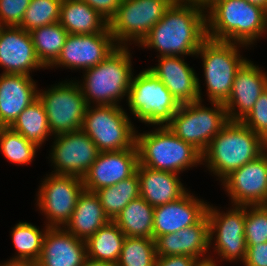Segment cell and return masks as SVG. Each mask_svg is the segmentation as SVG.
I'll use <instances>...</instances> for the list:
<instances>
[{
  "label": "cell",
  "mask_w": 267,
  "mask_h": 266,
  "mask_svg": "<svg viewBox=\"0 0 267 266\" xmlns=\"http://www.w3.org/2000/svg\"><path fill=\"white\" fill-rule=\"evenodd\" d=\"M206 9L175 0L138 46L159 51L157 56H196L207 39Z\"/></svg>",
  "instance_id": "1"
},
{
  "label": "cell",
  "mask_w": 267,
  "mask_h": 266,
  "mask_svg": "<svg viewBox=\"0 0 267 266\" xmlns=\"http://www.w3.org/2000/svg\"><path fill=\"white\" fill-rule=\"evenodd\" d=\"M207 37L254 44L267 32V10L245 0H214L206 8Z\"/></svg>",
  "instance_id": "2"
},
{
  "label": "cell",
  "mask_w": 267,
  "mask_h": 266,
  "mask_svg": "<svg viewBox=\"0 0 267 266\" xmlns=\"http://www.w3.org/2000/svg\"><path fill=\"white\" fill-rule=\"evenodd\" d=\"M267 143L241 121H229L202 153V163L223 181L229 174L256 159Z\"/></svg>",
  "instance_id": "3"
},
{
  "label": "cell",
  "mask_w": 267,
  "mask_h": 266,
  "mask_svg": "<svg viewBox=\"0 0 267 266\" xmlns=\"http://www.w3.org/2000/svg\"><path fill=\"white\" fill-rule=\"evenodd\" d=\"M129 46H118L102 62L84 72L79 85L87 106L119 105V100L128 96L132 72Z\"/></svg>",
  "instance_id": "4"
},
{
  "label": "cell",
  "mask_w": 267,
  "mask_h": 266,
  "mask_svg": "<svg viewBox=\"0 0 267 266\" xmlns=\"http://www.w3.org/2000/svg\"><path fill=\"white\" fill-rule=\"evenodd\" d=\"M137 133L135 145L142 166L179 174L203 163L202 153L177 137L167 126H159L147 133Z\"/></svg>",
  "instance_id": "5"
},
{
  "label": "cell",
  "mask_w": 267,
  "mask_h": 266,
  "mask_svg": "<svg viewBox=\"0 0 267 266\" xmlns=\"http://www.w3.org/2000/svg\"><path fill=\"white\" fill-rule=\"evenodd\" d=\"M246 45L207 38L196 56L202 58L209 102L224 104L230 96L237 71L248 60L239 48Z\"/></svg>",
  "instance_id": "6"
},
{
  "label": "cell",
  "mask_w": 267,
  "mask_h": 266,
  "mask_svg": "<svg viewBox=\"0 0 267 266\" xmlns=\"http://www.w3.org/2000/svg\"><path fill=\"white\" fill-rule=\"evenodd\" d=\"M126 99L135 118L155 126H166L181 106L165 84L148 69L132 76Z\"/></svg>",
  "instance_id": "7"
},
{
  "label": "cell",
  "mask_w": 267,
  "mask_h": 266,
  "mask_svg": "<svg viewBox=\"0 0 267 266\" xmlns=\"http://www.w3.org/2000/svg\"><path fill=\"white\" fill-rule=\"evenodd\" d=\"M81 130L99 152L136 148V128L121 105L87 106Z\"/></svg>",
  "instance_id": "8"
},
{
  "label": "cell",
  "mask_w": 267,
  "mask_h": 266,
  "mask_svg": "<svg viewBox=\"0 0 267 266\" xmlns=\"http://www.w3.org/2000/svg\"><path fill=\"white\" fill-rule=\"evenodd\" d=\"M202 101L181 104L166 125L177 137L201 153L229 122L224 104L211 102L213 108H208L203 106Z\"/></svg>",
  "instance_id": "9"
},
{
  "label": "cell",
  "mask_w": 267,
  "mask_h": 266,
  "mask_svg": "<svg viewBox=\"0 0 267 266\" xmlns=\"http://www.w3.org/2000/svg\"><path fill=\"white\" fill-rule=\"evenodd\" d=\"M174 1L122 0L109 21V30L115 43L118 46H127L131 42L139 45Z\"/></svg>",
  "instance_id": "10"
},
{
  "label": "cell",
  "mask_w": 267,
  "mask_h": 266,
  "mask_svg": "<svg viewBox=\"0 0 267 266\" xmlns=\"http://www.w3.org/2000/svg\"><path fill=\"white\" fill-rule=\"evenodd\" d=\"M38 98L47 114L52 135L79 131L87 108L79 82L64 81L43 92Z\"/></svg>",
  "instance_id": "11"
},
{
  "label": "cell",
  "mask_w": 267,
  "mask_h": 266,
  "mask_svg": "<svg viewBox=\"0 0 267 266\" xmlns=\"http://www.w3.org/2000/svg\"><path fill=\"white\" fill-rule=\"evenodd\" d=\"M37 195V206L45 214L48 227L64 228L69 222L81 193L83 179L51 172L43 179Z\"/></svg>",
  "instance_id": "12"
},
{
  "label": "cell",
  "mask_w": 267,
  "mask_h": 266,
  "mask_svg": "<svg viewBox=\"0 0 267 266\" xmlns=\"http://www.w3.org/2000/svg\"><path fill=\"white\" fill-rule=\"evenodd\" d=\"M210 247L226 261L244 263L247 245L245 240V206L234 205L227 212H222L213 205H208ZM215 236V238L213 237ZM214 239V240H213ZM241 259V260H240Z\"/></svg>",
  "instance_id": "13"
},
{
  "label": "cell",
  "mask_w": 267,
  "mask_h": 266,
  "mask_svg": "<svg viewBox=\"0 0 267 266\" xmlns=\"http://www.w3.org/2000/svg\"><path fill=\"white\" fill-rule=\"evenodd\" d=\"M51 165L54 174L83 178L97 159L96 144L82 130L53 136Z\"/></svg>",
  "instance_id": "14"
},
{
  "label": "cell",
  "mask_w": 267,
  "mask_h": 266,
  "mask_svg": "<svg viewBox=\"0 0 267 266\" xmlns=\"http://www.w3.org/2000/svg\"><path fill=\"white\" fill-rule=\"evenodd\" d=\"M117 47L109 27L101 33L68 34L60 55L50 67L87 70L102 62Z\"/></svg>",
  "instance_id": "15"
},
{
  "label": "cell",
  "mask_w": 267,
  "mask_h": 266,
  "mask_svg": "<svg viewBox=\"0 0 267 266\" xmlns=\"http://www.w3.org/2000/svg\"><path fill=\"white\" fill-rule=\"evenodd\" d=\"M222 184L234 206L267 205V149L229 174Z\"/></svg>",
  "instance_id": "16"
},
{
  "label": "cell",
  "mask_w": 267,
  "mask_h": 266,
  "mask_svg": "<svg viewBox=\"0 0 267 266\" xmlns=\"http://www.w3.org/2000/svg\"><path fill=\"white\" fill-rule=\"evenodd\" d=\"M139 164L137 148L99 152L97 159L84 175L86 191L95 192L128 179L136 173Z\"/></svg>",
  "instance_id": "17"
},
{
  "label": "cell",
  "mask_w": 267,
  "mask_h": 266,
  "mask_svg": "<svg viewBox=\"0 0 267 266\" xmlns=\"http://www.w3.org/2000/svg\"><path fill=\"white\" fill-rule=\"evenodd\" d=\"M0 67L4 74L30 75L45 68L38 59L29 32L18 26H0Z\"/></svg>",
  "instance_id": "18"
},
{
  "label": "cell",
  "mask_w": 267,
  "mask_h": 266,
  "mask_svg": "<svg viewBox=\"0 0 267 266\" xmlns=\"http://www.w3.org/2000/svg\"><path fill=\"white\" fill-rule=\"evenodd\" d=\"M267 89V74L247 60L237 71L230 96L224 103L229 121H242Z\"/></svg>",
  "instance_id": "19"
},
{
  "label": "cell",
  "mask_w": 267,
  "mask_h": 266,
  "mask_svg": "<svg viewBox=\"0 0 267 266\" xmlns=\"http://www.w3.org/2000/svg\"><path fill=\"white\" fill-rule=\"evenodd\" d=\"M209 240V220L206 214L192 226L158 236L155 239L156 255L157 257L187 255L204 263L213 258L205 254L210 249Z\"/></svg>",
  "instance_id": "20"
},
{
  "label": "cell",
  "mask_w": 267,
  "mask_h": 266,
  "mask_svg": "<svg viewBox=\"0 0 267 266\" xmlns=\"http://www.w3.org/2000/svg\"><path fill=\"white\" fill-rule=\"evenodd\" d=\"M158 65L148 68L180 104L201 100L199 78L182 56H160Z\"/></svg>",
  "instance_id": "21"
},
{
  "label": "cell",
  "mask_w": 267,
  "mask_h": 266,
  "mask_svg": "<svg viewBox=\"0 0 267 266\" xmlns=\"http://www.w3.org/2000/svg\"><path fill=\"white\" fill-rule=\"evenodd\" d=\"M208 205L187 192L174 202L154 207L153 239L196 224L207 214Z\"/></svg>",
  "instance_id": "22"
},
{
  "label": "cell",
  "mask_w": 267,
  "mask_h": 266,
  "mask_svg": "<svg viewBox=\"0 0 267 266\" xmlns=\"http://www.w3.org/2000/svg\"><path fill=\"white\" fill-rule=\"evenodd\" d=\"M87 258L86 242L65 228L46 229L42 252L37 266H84Z\"/></svg>",
  "instance_id": "23"
},
{
  "label": "cell",
  "mask_w": 267,
  "mask_h": 266,
  "mask_svg": "<svg viewBox=\"0 0 267 266\" xmlns=\"http://www.w3.org/2000/svg\"><path fill=\"white\" fill-rule=\"evenodd\" d=\"M37 98V85L30 75L0 74V123L3 127H9Z\"/></svg>",
  "instance_id": "24"
},
{
  "label": "cell",
  "mask_w": 267,
  "mask_h": 266,
  "mask_svg": "<svg viewBox=\"0 0 267 266\" xmlns=\"http://www.w3.org/2000/svg\"><path fill=\"white\" fill-rule=\"evenodd\" d=\"M136 172L140 181V197L153 207L174 202L188 192L177 173L154 170L140 164Z\"/></svg>",
  "instance_id": "25"
},
{
  "label": "cell",
  "mask_w": 267,
  "mask_h": 266,
  "mask_svg": "<svg viewBox=\"0 0 267 266\" xmlns=\"http://www.w3.org/2000/svg\"><path fill=\"white\" fill-rule=\"evenodd\" d=\"M110 221L95 192L84 190L64 228L78 239L86 241Z\"/></svg>",
  "instance_id": "26"
},
{
  "label": "cell",
  "mask_w": 267,
  "mask_h": 266,
  "mask_svg": "<svg viewBox=\"0 0 267 266\" xmlns=\"http://www.w3.org/2000/svg\"><path fill=\"white\" fill-rule=\"evenodd\" d=\"M59 23L68 34L101 33L109 27L108 20L80 0H62Z\"/></svg>",
  "instance_id": "27"
},
{
  "label": "cell",
  "mask_w": 267,
  "mask_h": 266,
  "mask_svg": "<svg viewBox=\"0 0 267 266\" xmlns=\"http://www.w3.org/2000/svg\"><path fill=\"white\" fill-rule=\"evenodd\" d=\"M154 207L142 197L134 199L118 214L113 222L125 236L153 239Z\"/></svg>",
  "instance_id": "28"
},
{
  "label": "cell",
  "mask_w": 267,
  "mask_h": 266,
  "mask_svg": "<svg viewBox=\"0 0 267 266\" xmlns=\"http://www.w3.org/2000/svg\"><path fill=\"white\" fill-rule=\"evenodd\" d=\"M125 238L120 228L110 221L85 241L87 257L96 261L117 263Z\"/></svg>",
  "instance_id": "29"
},
{
  "label": "cell",
  "mask_w": 267,
  "mask_h": 266,
  "mask_svg": "<svg viewBox=\"0 0 267 266\" xmlns=\"http://www.w3.org/2000/svg\"><path fill=\"white\" fill-rule=\"evenodd\" d=\"M9 127L38 147L49 135L52 136L44 105L39 98L27 106Z\"/></svg>",
  "instance_id": "30"
},
{
  "label": "cell",
  "mask_w": 267,
  "mask_h": 266,
  "mask_svg": "<svg viewBox=\"0 0 267 266\" xmlns=\"http://www.w3.org/2000/svg\"><path fill=\"white\" fill-rule=\"evenodd\" d=\"M105 214L113 221L130 201L140 197V181L137 172L115 185L95 191Z\"/></svg>",
  "instance_id": "31"
},
{
  "label": "cell",
  "mask_w": 267,
  "mask_h": 266,
  "mask_svg": "<svg viewBox=\"0 0 267 266\" xmlns=\"http://www.w3.org/2000/svg\"><path fill=\"white\" fill-rule=\"evenodd\" d=\"M29 33L38 59L45 69H48L60 55L68 32L57 22L31 30Z\"/></svg>",
  "instance_id": "32"
},
{
  "label": "cell",
  "mask_w": 267,
  "mask_h": 266,
  "mask_svg": "<svg viewBox=\"0 0 267 266\" xmlns=\"http://www.w3.org/2000/svg\"><path fill=\"white\" fill-rule=\"evenodd\" d=\"M48 226L39 230L28 222L15 224L11 231V238L17 253L12 259L31 260L37 262L42 252V242Z\"/></svg>",
  "instance_id": "33"
},
{
  "label": "cell",
  "mask_w": 267,
  "mask_h": 266,
  "mask_svg": "<svg viewBox=\"0 0 267 266\" xmlns=\"http://www.w3.org/2000/svg\"><path fill=\"white\" fill-rule=\"evenodd\" d=\"M156 259L154 239L126 236L117 266H155Z\"/></svg>",
  "instance_id": "34"
},
{
  "label": "cell",
  "mask_w": 267,
  "mask_h": 266,
  "mask_svg": "<svg viewBox=\"0 0 267 266\" xmlns=\"http://www.w3.org/2000/svg\"><path fill=\"white\" fill-rule=\"evenodd\" d=\"M38 148L40 147L10 127H3L0 131V151L12 163L18 165L31 163Z\"/></svg>",
  "instance_id": "35"
},
{
  "label": "cell",
  "mask_w": 267,
  "mask_h": 266,
  "mask_svg": "<svg viewBox=\"0 0 267 266\" xmlns=\"http://www.w3.org/2000/svg\"><path fill=\"white\" fill-rule=\"evenodd\" d=\"M61 2L62 0H31L18 27L30 32L59 22Z\"/></svg>",
  "instance_id": "36"
},
{
  "label": "cell",
  "mask_w": 267,
  "mask_h": 266,
  "mask_svg": "<svg viewBox=\"0 0 267 266\" xmlns=\"http://www.w3.org/2000/svg\"><path fill=\"white\" fill-rule=\"evenodd\" d=\"M244 232L247 246L267 242V205L245 206Z\"/></svg>",
  "instance_id": "37"
},
{
  "label": "cell",
  "mask_w": 267,
  "mask_h": 266,
  "mask_svg": "<svg viewBox=\"0 0 267 266\" xmlns=\"http://www.w3.org/2000/svg\"><path fill=\"white\" fill-rule=\"evenodd\" d=\"M241 122L267 143V89L259 96L252 110Z\"/></svg>",
  "instance_id": "38"
},
{
  "label": "cell",
  "mask_w": 267,
  "mask_h": 266,
  "mask_svg": "<svg viewBox=\"0 0 267 266\" xmlns=\"http://www.w3.org/2000/svg\"><path fill=\"white\" fill-rule=\"evenodd\" d=\"M31 0H0V26H19Z\"/></svg>",
  "instance_id": "39"
},
{
  "label": "cell",
  "mask_w": 267,
  "mask_h": 266,
  "mask_svg": "<svg viewBox=\"0 0 267 266\" xmlns=\"http://www.w3.org/2000/svg\"><path fill=\"white\" fill-rule=\"evenodd\" d=\"M245 266H267V242L247 246Z\"/></svg>",
  "instance_id": "40"
},
{
  "label": "cell",
  "mask_w": 267,
  "mask_h": 266,
  "mask_svg": "<svg viewBox=\"0 0 267 266\" xmlns=\"http://www.w3.org/2000/svg\"><path fill=\"white\" fill-rule=\"evenodd\" d=\"M87 3L97 12H99L106 20L110 19L116 14L122 0H80Z\"/></svg>",
  "instance_id": "41"
},
{
  "label": "cell",
  "mask_w": 267,
  "mask_h": 266,
  "mask_svg": "<svg viewBox=\"0 0 267 266\" xmlns=\"http://www.w3.org/2000/svg\"><path fill=\"white\" fill-rule=\"evenodd\" d=\"M201 262L192 256H163L157 257L155 266H199Z\"/></svg>",
  "instance_id": "42"
},
{
  "label": "cell",
  "mask_w": 267,
  "mask_h": 266,
  "mask_svg": "<svg viewBox=\"0 0 267 266\" xmlns=\"http://www.w3.org/2000/svg\"><path fill=\"white\" fill-rule=\"evenodd\" d=\"M0 266H37L36 262L31 260L11 259Z\"/></svg>",
  "instance_id": "43"
},
{
  "label": "cell",
  "mask_w": 267,
  "mask_h": 266,
  "mask_svg": "<svg viewBox=\"0 0 267 266\" xmlns=\"http://www.w3.org/2000/svg\"><path fill=\"white\" fill-rule=\"evenodd\" d=\"M84 266H117V263L96 261L87 257Z\"/></svg>",
  "instance_id": "44"
},
{
  "label": "cell",
  "mask_w": 267,
  "mask_h": 266,
  "mask_svg": "<svg viewBox=\"0 0 267 266\" xmlns=\"http://www.w3.org/2000/svg\"><path fill=\"white\" fill-rule=\"evenodd\" d=\"M179 1L197 4L206 9L214 0H179Z\"/></svg>",
  "instance_id": "45"
},
{
  "label": "cell",
  "mask_w": 267,
  "mask_h": 266,
  "mask_svg": "<svg viewBox=\"0 0 267 266\" xmlns=\"http://www.w3.org/2000/svg\"><path fill=\"white\" fill-rule=\"evenodd\" d=\"M251 4L261 6L267 10V0H245Z\"/></svg>",
  "instance_id": "46"
},
{
  "label": "cell",
  "mask_w": 267,
  "mask_h": 266,
  "mask_svg": "<svg viewBox=\"0 0 267 266\" xmlns=\"http://www.w3.org/2000/svg\"><path fill=\"white\" fill-rule=\"evenodd\" d=\"M215 260H209L207 262L201 263L199 266H217L218 264L215 263Z\"/></svg>",
  "instance_id": "47"
},
{
  "label": "cell",
  "mask_w": 267,
  "mask_h": 266,
  "mask_svg": "<svg viewBox=\"0 0 267 266\" xmlns=\"http://www.w3.org/2000/svg\"><path fill=\"white\" fill-rule=\"evenodd\" d=\"M2 128H3V125L0 123V131L2 130Z\"/></svg>",
  "instance_id": "48"
}]
</instances>
